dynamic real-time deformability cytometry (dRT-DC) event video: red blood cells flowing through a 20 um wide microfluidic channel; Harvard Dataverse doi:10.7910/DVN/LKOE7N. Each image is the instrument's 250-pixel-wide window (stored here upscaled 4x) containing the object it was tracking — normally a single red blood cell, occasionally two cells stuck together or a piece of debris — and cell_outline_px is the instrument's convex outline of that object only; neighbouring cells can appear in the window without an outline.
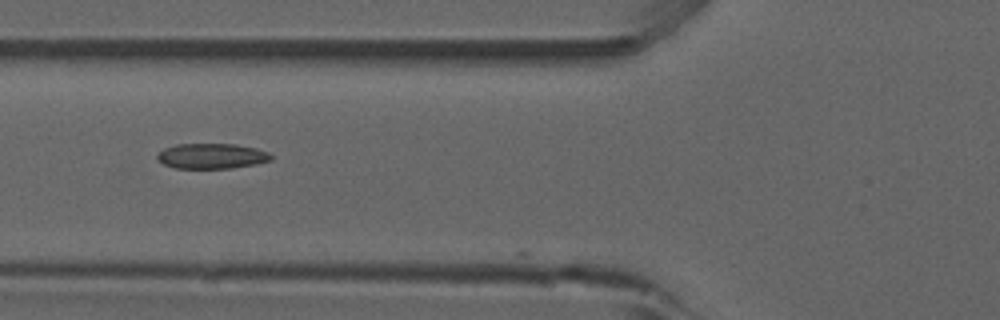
{"species": "common noctule bat (a hibernating species)", "species_latin": "Nyctalus noctula", "temperature_condition": "room temperature", "stored_images_in_passage": 5, "camera_frame_rate_fps": 3000, "um_per_image_px": 0.085, "animal": {"sex": "male", "forearm_length_mm": 52.5}, "frame": {"image": 1, "passage_image": 3, "time_ms": 0.667, "image_size_px": [1000, 320], "cell_outline_px": [[272, 160], [256, 164], [232, 168], [176, 168], [164, 164], [156, 160], [156, 156], [164, 148], [176, 144], [236, 144], [256, 148], [268, 152], [272, 156]], "centroid_in_image_um": [17.99, 13.26], "position_along_channel_um": 107.8, "area_um2": 16.82}}